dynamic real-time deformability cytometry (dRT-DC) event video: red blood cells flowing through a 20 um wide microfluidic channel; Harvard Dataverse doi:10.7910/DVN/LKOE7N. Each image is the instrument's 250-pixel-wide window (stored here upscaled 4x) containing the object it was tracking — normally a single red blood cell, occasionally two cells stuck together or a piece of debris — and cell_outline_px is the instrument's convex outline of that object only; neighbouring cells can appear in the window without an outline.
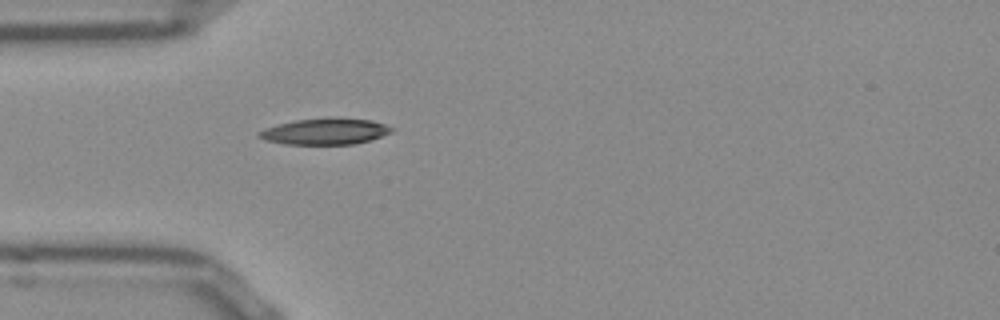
{"species": "Egyptian fruit bat (a non-hibernating species)", "species_latin": "Rousettus aegyptiacus", "temperature_condition": "room temperature", "stored_images_in_passage": 38, "camera_frame_rate_fps": 3000, "um_per_image_px": 0.085, "frame": {"image": 1, "passage_image": 1, "time_ms": 0.0, "image_size_px": [1000, 320], "cell_outline_px": [[396, 128], [392, 132], [372, 140], [356, 144], [284, 144], [264, 140], [256, 136], [256, 132], [264, 128], [296, 120], [332, 116], [336, 116], [372, 120]], "centroid_in_image_um": [27.66, 11.16], "position_along_channel_um": 57.3, "area_um2": 20.81}}
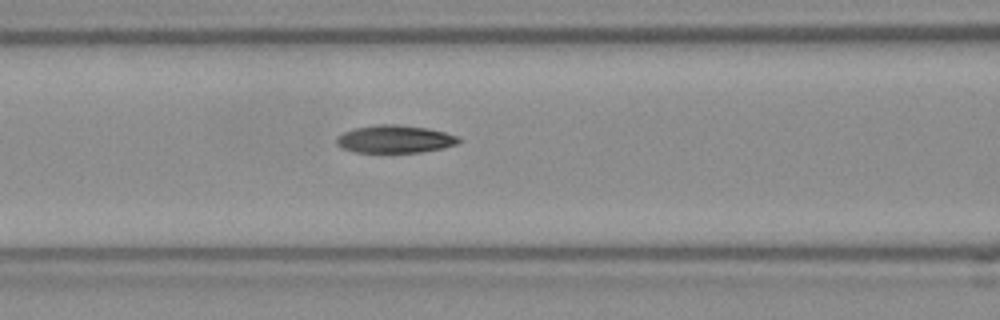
{"frame": {"image": 2, "passage_image": 7, "time_ms": 2.0, "image_size_px": [1000, 320], "cell_outline_px": [[460, 140], [456, 144], [440, 148], [420, 152], [356, 152], [340, 148], [336, 144], [336, 136], [352, 128], [380, 124], [396, 124], [428, 128], [460, 136]], "centroid_in_image_um": [33.52, 11.81], "position_along_channel_um": 133.1, "area_um2": 19.77}}
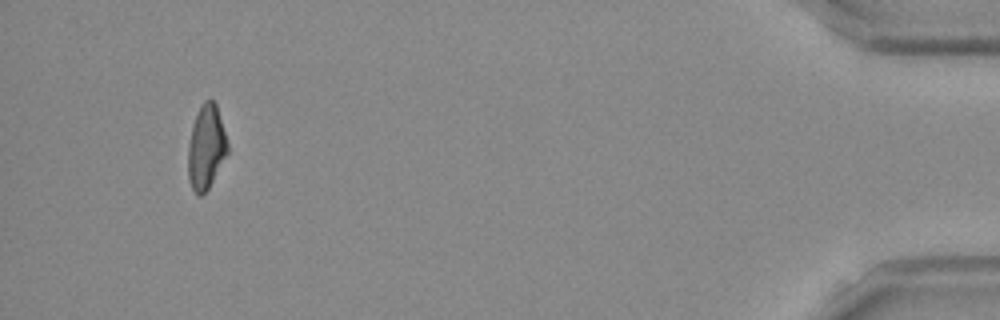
{"frame": {"image": 3, "passage_image": 35, "time_ms": 11.333, "image_size_px": [1000, 320], "cell_outline_px": [[228, 152], [208, 188], [200, 196], [196, 196], [188, 180], [188, 148], [192, 128], [200, 104], [204, 100], [212, 100], [216, 104], [228, 144]], "centroid_in_image_um": [17.51, 12.52], "position_along_channel_um": 417.7, "area_um2": 19.07}, "authors_computed_cell_mechanics": {"area_um2": 19.8832, "velocity_mm_per_s": 3.8847, "shape_relaxation_time_tau1_ms": 11.2753, "shape_relaxation_time_tau2_ms": 3.7421, "deformation_change_tau1": 0.2485, "deformation_change_tau2": 0.1007}}